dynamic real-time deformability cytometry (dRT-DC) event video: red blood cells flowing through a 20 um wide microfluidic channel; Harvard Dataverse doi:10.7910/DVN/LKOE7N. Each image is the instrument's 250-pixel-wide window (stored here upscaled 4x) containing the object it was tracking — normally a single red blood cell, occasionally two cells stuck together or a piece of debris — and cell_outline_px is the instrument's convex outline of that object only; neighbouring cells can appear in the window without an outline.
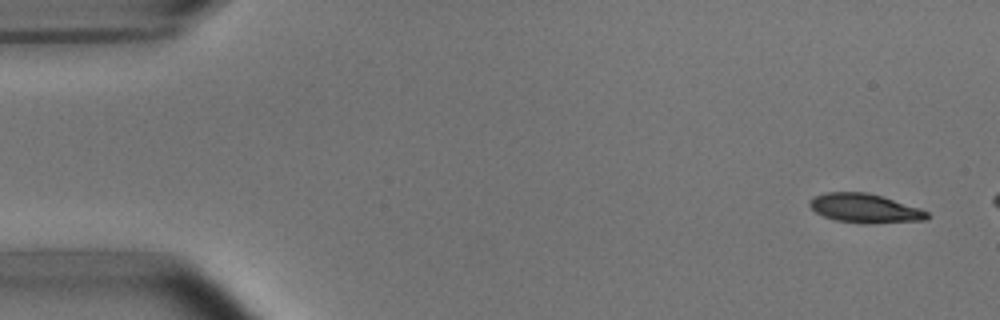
{"species": "common noctule bat (a hibernating species)", "species_latin": "Nyctalus noctula", "temperature_condition": "room temperature", "stored_images_in_passage": 5, "camera_frame_rate_fps": 3000, "um_per_image_px": 0.085, "animal": {"sex": "male", "body_mass_g": 15.6}, "frame": {"image": 1, "passage_image": 1, "time_ms": 0.0, "image_size_px": [1000, 320], "cell_outline_px": [[928, 220], [868, 224], [864, 224], [836, 220], [824, 216], [816, 212], [808, 204], [816, 196], [824, 192], [868, 192], [920, 208], [928, 212]], "centroid_in_image_um": [73.54, 17.71], "position_along_channel_um": 11.5, "area_um2": 19.83}}